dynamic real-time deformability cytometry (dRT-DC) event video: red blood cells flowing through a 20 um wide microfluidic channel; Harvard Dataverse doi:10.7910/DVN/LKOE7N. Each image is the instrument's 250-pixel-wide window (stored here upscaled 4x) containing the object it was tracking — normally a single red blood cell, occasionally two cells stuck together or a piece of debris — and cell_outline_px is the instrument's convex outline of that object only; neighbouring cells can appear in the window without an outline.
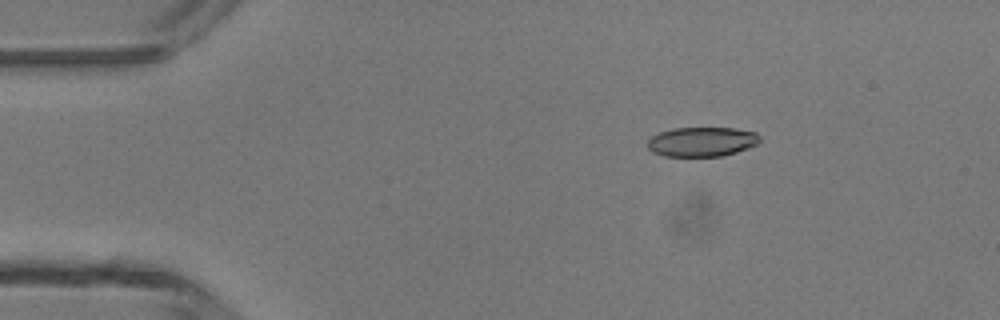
{"species": "common noctule bat (a hibernating species)", "species_latin": "Nyctalus noctula", "temperature_condition": "room temperature", "stored_images_in_passage": 6, "camera_frame_rate_fps": 3000, "um_per_image_px": 0.085, "animal": {"sex": "male", "body_mass_g": 13.3}, "frame": {"image": 1, "passage_image": 3, "time_ms": 2.333, "image_size_px": [1000, 320], "cell_outline_px": [[760, 140], [756, 144], [748, 148], [736, 152], [720, 156], [664, 156], [652, 152], [648, 148], [648, 140], [652, 136], [660, 132], [672, 128], [736, 128], [756, 132], [760, 136]], "centroid_in_image_um": [59.66, 12.04], "position_along_channel_um": 25.3, "area_um2": 19.31}}
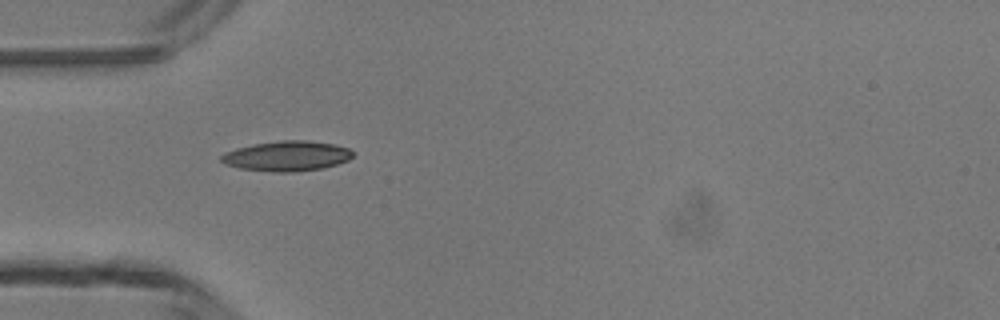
{"frame": {"image": 2, "passage_image": 5, "time_ms": 4.667, "image_size_px": [1000, 320], "cell_outline_px": [[352, 156], [348, 160], [324, 168], [296, 172], [272, 172], [240, 168], [224, 164], [220, 160], [220, 156], [224, 152], [236, 148], [252, 144], [280, 140], [304, 140], [336, 144], [348, 148], [352, 152]], "centroid_in_image_um": [24.35, 13.26], "position_along_channel_um": 60.6, "area_um2": 23.24}}
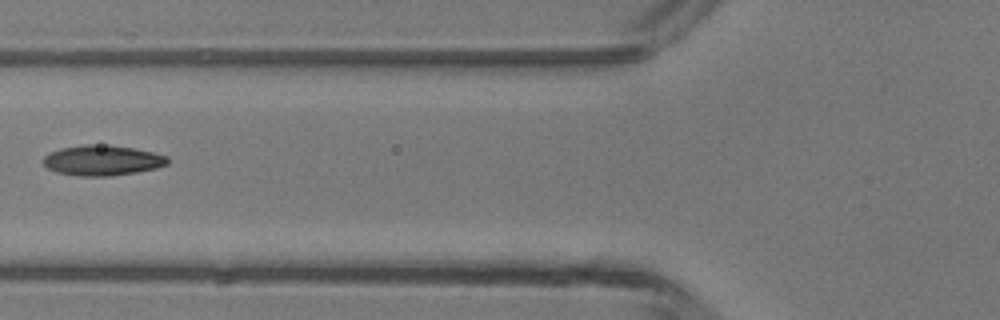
{"frame": {"image": 3, "passage_image": 6, "time_ms": 6.0, "image_size_px": [1000, 320], "cell_outline_px": [[168, 164], [156, 168], [136, 172], [108, 176], [80, 176], [56, 172], [48, 168], [40, 160], [48, 152], [60, 148], [84, 144], [108, 144], [132, 148], [152, 152], [168, 156]], "centroid_in_image_um": [8.65, 13.62], "position_along_channel_um": 117.1, "area_um2": 22.14}}